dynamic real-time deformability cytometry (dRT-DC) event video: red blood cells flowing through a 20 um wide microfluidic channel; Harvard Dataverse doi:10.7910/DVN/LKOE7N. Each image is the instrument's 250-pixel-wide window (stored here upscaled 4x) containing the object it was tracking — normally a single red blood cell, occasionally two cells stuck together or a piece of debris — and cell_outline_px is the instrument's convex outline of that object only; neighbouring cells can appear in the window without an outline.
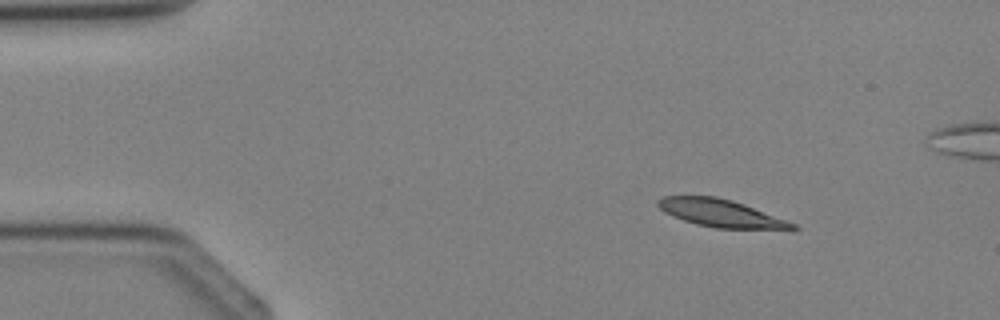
{"species": "Egyptian fruit bat (a non-hibernating species)", "species_latin": "Rousettus aegyptiacus", "temperature_condition": "cold", "stored_images_in_passage": 3, "camera_frame_rate_fps": 3000, "um_per_image_px": 0.085, "animal": {"sex": "female"}, "frame": {"image": 1, "passage_image": 1, "time_ms": 0.0, "image_size_px": [1000, 320], "cell_outline_px": [[800, 228], [716, 228], [696, 224], [672, 216], [664, 212], [656, 204], [656, 200], [664, 196], [716, 196], [732, 200], [744, 204], [796, 224]], "centroid_in_image_um": [61.17, 18.1], "position_along_channel_um": 23.8, "area_um2": 21.15}}